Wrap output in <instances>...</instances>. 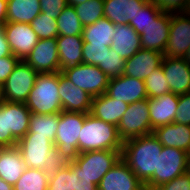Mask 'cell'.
<instances>
[{"mask_svg":"<svg viewBox=\"0 0 190 190\" xmlns=\"http://www.w3.org/2000/svg\"><path fill=\"white\" fill-rule=\"evenodd\" d=\"M84 120V113L65 111L59 113V125L54 144L59 154L69 162L79 156L78 139Z\"/></svg>","mask_w":190,"mask_h":190,"instance_id":"obj_7","label":"cell"},{"mask_svg":"<svg viewBox=\"0 0 190 190\" xmlns=\"http://www.w3.org/2000/svg\"><path fill=\"white\" fill-rule=\"evenodd\" d=\"M11 50L9 48L8 41L6 39L4 27L0 26V58L5 56H10Z\"/></svg>","mask_w":190,"mask_h":190,"instance_id":"obj_46","label":"cell"},{"mask_svg":"<svg viewBox=\"0 0 190 190\" xmlns=\"http://www.w3.org/2000/svg\"><path fill=\"white\" fill-rule=\"evenodd\" d=\"M122 150H95L79 153L68 164L74 169V175L81 180L91 181L97 186L103 176L121 159Z\"/></svg>","mask_w":190,"mask_h":190,"instance_id":"obj_5","label":"cell"},{"mask_svg":"<svg viewBox=\"0 0 190 190\" xmlns=\"http://www.w3.org/2000/svg\"><path fill=\"white\" fill-rule=\"evenodd\" d=\"M60 71L83 63L82 35L57 36L56 38Z\"/></svg>","mask_w":190,"mask_h":190,"instance_id":"obj_26","label":"cell"},{"mask_svg":"<svg viewBox=\"0 0 190 190\" xmlns=\"http://www.w3.org/2000/svg\"><path fill=\"white\" fill-rule=\"evenodd\" d=\"M98 190H145V187L121 158L103 176Z\"/></svg>","mask_w":190,"mask_h":190,"instance_id":"obj_16","label":"cell"},{"mask_svg":"<svg viewBox=\"0 0 190 190\" xmlns=\"http://www.w3.org/2000/svg\"><path fill=\"white\" fill-rule=\"evenodd\" d=\"M18 140L9 131L8 101L0 105V147H12L17 145Z\"/></svg>","mask_w":190,"mask_h":190,"instance_id":"obj_39","label":"cell"},{"mask_svg":"<svg viewBox=\"0 0 190 190\" xmlns=\"http://www.w3.org/2000/svg\"><path fill=\"white\" fill-rule=\"evenodd\" d=\"M86 1L88 0H67L68 5H71V6H76L78 4L85 3Z\"/></svg>","mask_w":190,"mask_h":190,"instance_id":"obj_50","label":"cell"},{"mask_svg":"<svg viewBox=\"0 0 190 190\" xmlns=\"http://www.w3.org/2000/svg\"><path fill=\"white\" fill-rule=\"evenodd\" d=\"M110 48L123 59H129L141 49V38L129 24L115 25V34L112 37Z\"/></svg>","mask_w":190,"mask_h":190,"instance_id":"obj_25","label":"cell"},{"mask_svg":"<svg viewBox=\"0 0 190 190\" xmlns=\"http://www.w3.org/2000/svg\"><path fill=\"white\" fill-rule=\"evenodd\" d=\"M184 12H185L187 15L190 16V0H189V2H188V5H187L186 10H185Z\"/></svg>","mask_w":190,"mask_h":190,"instance_id":"obj_53","label":"cell"},{"mask_svg":"<svg viewBox=\"0 0 190 190\" xmlns=\"http://www.w3.org/2000/svg\"><path fill=\"white\" fill-rule=\"evenodd\" d=\"M163 11L156 6L154 2L148 1L139 10L134 18L129 22V25L138 33L142 34L144 29L154 21Z\"/></svg>","mask_w":190,"mask_h":190,"instance_id":"obj_34","label":"cell"},{"mask_svg":"<svg viewBox=\"0 0 190 190\" xmlns=\"http://www.w3.org/2000/svg\"><path fill=\"white\" fill-rule=\"evenodd\" d=\"M0 190H14L13 185L0 178Z\"/></svg>","mask_w":190,"mask_h":190,"instance_id":"obj_49","label":"cell"},{"mask_svg":"<svg viewBox=\"0 0 190 190\" xmlns=\"http://www.w3.org/2000/svg\"><path fill=\"white\" fill-rule=\"evenodd\" d=\"M171 12L163 11L140 35L141 48L164 54L170 32Z\"/></svg>","mask_w":190,"mask_h":190,"instance_id":"obj_19","label":"cell"},{"mask_svg":"<svg viewBox=\"0 0 190 190\" xmlns=\"http://www.w3.org/2000/svg\"><path fill=\"white\" fill-rule=\"evenodd\" d=\"M26 169L23 157L17 146L0 147V178L15 185Z\"/></svg>","mask_w":190,"mask_h":190,"instance_id":"obj_24","label":"cell"},{"mask_svg":"<svg viewBox=\"0 0 190 190\" xmlns=\"http://www.w3.org/2000/svg\"><path fill=\"white\" fill-rule=\"evenodd\" d=\"M158 8L165 12H184L189 0H153Z\"/></svg>","mask_w":190,"mask_h":190,"instance_id":"obj_44","label":"cell"},{"mask_svg":"<svg viewBox=\"0 0 190 190\" xmlns=\"http://www.w3.org/2000/svg\"><path fill=\"white\" fill-rule=\"evenodd\" d=\"M74 7L83 26L94 24L104 17L103 0H88Z\"/></svg>","mask_w":190,"mask_h":190,"instance_id":"obj_33","label":"cell"},{"mask_svg":"<svg viewBox=\"0 0 190 190\" xmlns=\"http://www.w3.org/2000/svg\"><path fill=\"white\" fill-rule=\"evenodd\" d=\"M104 17L114 25L129 24L147 0H103Z\"/></svg>","mask_w":190,"mask_h":190,"instance_id":"obj_23","label":"cell"},{"mask_svg":"<svg viewBox=\"0 0 190 190\" xmlns=\"http://www.w3.org/2000/svg\"><path fill=\"white\" fill-rule=\"evenodd\" d=\"M3 27L12 55L25 60L39 41L37 34L26 23L6 22Z\"/></svg>","mask_w":190,"mask_h":190,"instance_id":"obj_12","label":"cell"},{"mask_svg":"<svg viewBox=\"0 0 190 190\" xmlns=\"http://www.w3.org/2000/svg\"><path fill=\"white\" fill-rule=\"evenodd\" d=\"M7 8V0H0V26L6 23Z\"/></svg>","mask_w":190,"mask_h":190,"instance_id":"obj_48","label":"cell"},{"mask_svg":"<svg viewBox=\"0 0 190 190\" xmlns=\"http://www.w3.org/2000/svg\"><path fill=\"white\" fill-rule=\"evenodd\" d=\"M41 12L56 19L63 9L68 5L67 0H39Z\"/></svg>","mask_w":190,"mask_h":190,"instance_id":"obj_42","label":"cell"},{"mask_svg":"<svg viewBox=\"0 0 190 190\" xmlns=\"http://www.w3.org/2000/svg\"><path fill=\"white\" fill-rule=\"evenodd\" d=\"M24 61L39 74L61 72L56 38L39 39Z\"/></svg>","mask_w":190,"mask_h":190,"instance_id":"obj_13","label":"cell"},{"mask_svg":"<svg viewBox=\"0 0 190 190\" xmlns=\"http://www.w3.org/2000/svg\"><path fill=\"white\" fill-rule=\"evenodd\" d=\"M31 111L25 103L8 102L9 131L19 141L29 130Z\"/></svg>","mask_w":190,"mask_h":190,"instance_id":"obj_30","label":"cell"},{"mask_svg":"<svg viewBox=\"0 0 190 190\" xmlns=\"http://www.w3.org/2000/svg\"><path fill=\"white\" fill-rule=\"evenodd\" d=\"M19 59L14 55L5 56L0 58V84L3 85L9 75L12 73L14 67Z\"/></svg>","mask_w":190,"mask_h":190,"instance_id":"obj_45","label":"cell"},{"mask_svg":"<svg viewBox=\"0 0 190 190\" xmlns=\"http://www.w3.org/2000/svg\"><path fill=\"white\" fill-rule=\"evenodd\" d=\"M144 83L148 99L163 96L171 92L168 81L164 76L162 66L151 72L150 75L144 79Z\"/></svg>","mask_w":190,"mask_h":190,"instance_id":"obj_36","label":"cell"},{"mask_svg":"<svg viewBox=\"0 0 190 190\" xmlns=\"http://www.w3.org/2000/svg\"><path fill=\"white\" fill-rule=\"evenodd\" d=\"M184 59L187 61V63L190 65V48L189 50L187 51V54L186 56L184 57Z\"/></svg>","mask_w":190,"mask_h":190,"instance_id":"obj_52","label":"cell"},{"mask_svg":"<svg viewBox=\"0 0 190 190\" xmlns=\"http://www.w3.org/2000/svg\"><path fill=\"white\" fill-rule=\"evenodd\" d=\"M128 104L111 98L107 93L92 99L90 114L106 123L118 126Z\"/></svg>","mask_w":190,"mask_h":190,"instance_id":"obj_21","label":"cell"},{"mask_svg":"<svg viewBox=\"0 0 190 190\" xmlns=\"http://www.w3.org/2000/svg\"><path fill=\"white\" fill-rule=\"evenodd\" d=\"M190 48V16L172 12L170 32L164 56L184 58Z\"/></svg>","mask_w":190,"mask_h":190,"instance_id":"obj_11","label":"cell"},{"mask_svg":"<svg viewBox=\"0 0 190 190\" xmlns=\"http://www.w3.org/2000/svg\"><path fill=\"white\" fill-rule=\"evenodd\" d=\"M59 95L65 112L90 113L93 97L59 72Z\"/></svg>","mask_w":190,"mask_h":190,"instance_id":"obj_14","label":"cell"},{"mask_svg":"<svg viewBox=\"0 0 190 190\" xmlns=\"http://www.w3.org/2000/svg\"><path fill=\"white\" fill-rule=\"evenodd\" d=\"M6 22L30 24L40 13L39 0H7Z\"/></svg>","mask_w":190,"mask_h":190,"instance_id":"obj_27","label":"cell"},{"mask_svg":"<svg viewBox=\"0 0 190 190\" xmlns=\"http://www.w3.org/2000/svg\"><path fill=\"white\" fill-rule=\"evenodd\" d=\"M163 58L164 54L158 51L141 48L126 59L123 75L144 80L151 72L161 67Z\"/></svg>","mask_w":190,"mask_h":190,"instance_id":"obj_18","label":"cell"},{"mask_svg":"<svg viewBox=\"0 0 190 190\" xmlns=\"http://www.w3.org/2000/svg\"><path fill=\"white\" fill-rule=\"evenodd\" d=\"M178 103L179 95L173 94L172 92L148 99L149 118L152 130L174 122Z\"/></svg>","mask_w":190,"mask_h":190,"instance_id":"obj_20","label":"cell"},{"mask_svg":"<svg viewBox=\"0 0 190 190\" xmlns=\"http://www.w3.org/2000/svg\"><path fill=\"white\" fill-rule=\"evenodd\" d=\"M47 190H78V176L74 175V169L68 164L48 180Z\"/></svg>","mask_w":190,"mask_h":190,"instance_id":"obj_35","label":"cell"},{"mask_svg":"<svg viewBox=\"0 0 190 190\" xmlns=\"http://www.w3.org/2000/svg\"><path fill=\"white\" fill-rule=\"evenodd\" d=\"M125 59L120 57L112 48L106 51L103 59V65H99V69L109 78L121 76L124 73Z\"/></svg>","mask_w":190,"mask_h":190,"instance_id":"obj_38","label":"cell"},{"mask_svg":"<svg viewBox=\"0 0 190 190\" xmlns=\"http://www.w3.org/2000/svg\"><path fill=\"white\" fill-rule=\"evenodd\" d=\"M148 98L128 104L117 126L120 139L126 140L153 133L149 118Z\"/></svg>","mask_w":190,"mask_h":190,"instance_id":"obj_8","label":"cell"},{"mask_svg":"<svg viewBox=\"0 0 190 190\" xmlns=\"http://www.w3.org/2000/svg\"><path fill=\"white\" fill-rule=\"evenodd\" d=\"M39 73L24 60H19L12 73L3 84L4 100L8 102L25 103L35 85Z\"/></svg>","mask_w":190,"mask_h":190,"instance_id":"obj_9","label":"cell"},{"mask_svg":"<svg viewBox=\"0 0 190 190\" xmlns=\"http://www.w3.org/2000/svg\"><path fill=\"white\" fill-rule=\"evenodd\" d=\"M106 93L111 98L127 104L148 98L144 80L123 74L109 79Z\"/></svg>","mask_w":190,"mask_h":190,"instance_id":"obj_15","label":"cell"},{"mask_svg":"<svg viewBox=\"0 0 190 190\" xmlns=\"http://www.w3.org/2000/svg\"><path fill=\"white\" fill-rule=\"evenodd\" d=\"M123 141L120 139L117 126L106 123L85 114V120L78 139L79 153L95 150H122Z\"/></svg>","mask_w":190,"mask_h":190,"instance_id":"obj_3","label":"cell"},{"mask_svg":"<svg viewBox=\"0 0 190 190\" xmlns=\"http://www.w3.org/2000/svg\"><path fill=\"white\" fill-rule=\"evenodd\" d=\"M62 73L77 87L88 92L92 97L107 91L109 77L98 66L78 64L64 69Z\"/></svg>","mask_w":190,"mask_h":190,"instance_id":"obj_10","label":"cell"},{"mask_svg":"<svg viewBox=\"0 0 190 190\" xmlns=\"http://www.w3.org/2000/svg\"><path fill=\"white\" fill-rule=\"evenodd\" d=\"M158 141L167 147L184 150L190 154V126L172 122L153 130Z\"/></svg>","mask_w":190,"mask_h":190,"instance_id":"obj_22","label":"cell"},{"mask_svg":"<svg viewBox=\"0 0 190 190\" xmlns=\"http://www.w3.org/2000/svg\"><path fill=\"white\" fill-rule=\"evenodd\" d=\"M161 66L173 94L190 92V65L184 58L164 56Z\"/></svg>","mask_w":190,"mask_h":190,"instance_id":"obj_17","label":"cell"},{"mask_svg":"<svg viewBox=\"0 0 190 190\" xmlns=\"http://www.w3.org/2000/svg\"><path fill=\"white\" fill-rule=\"evenodd\" d=\"M110 46L105 45H90V43L83 44V63L89 65H103V59L106 51H109Z\"/></svg>","mask_w":190,"mask_h":190,"instance_id":"obj_40","label":"cell"},{"mask_svg":"<svg viewBox=\"0 0 190 190\" xmlns=\"http://www.w3.org/2000/svg\"><path fill=\"white\" fill-rule=\"evenodd\" d=\"M58 36L82 35L84 26L77 16L74 6L67 5L56 18Z\"/></svg>","mask_w":190,"mask_h":190,"instance_id":"obj_31","label":"cell"},{"mask_svg":"<svg viewBox=\"0 0 190 190\" xmlns=\"http://www.w3.org/2000/svg\"><path fill=\"white\" fill-rule=\"evenodd\" d=\"M48 180L44 170L26 167L13 188L14 190H47Z\"/></svg>","mask_w":190,"mask_h":190,"instance_id":"obj_32","label":"cell"},{"mask_svg":"<svg viewBox=\"0 0 190 190\" xmlns=\"http://www.w3.org/2000/svg\"><path fill=\"white\" fill-rule=\"evenodd\" d=\"M3 85L0 84V105L4 102Z\"/></svg>","mask_w":190,"mask_h":190,"instance_id":"obj_51","label":"cell"},{"mask_svg":"<svg viewBox=\"0 0 190 190\" xmlns=\"http://www.w3.org/2000/svg\"><path fill=\"white\" fill-rule=\"evenodd\" d=\"M33 31L39 39L57 38L58 26L57 21L49 15L42 12L30 23Z\"/></svg>","mask_w":190,"mask_h":190,"instance_id":"obj_37","label":"cell"},{"mask_svg":"<svg viewBox=\"0 0 190 190\" xmlns=\"http://www.w3.org/2000/svg\"><path fill=\"white\" fill-rule=\"evenodd\" d=\"M59 125V113L37 114L31 113L29 130L25 136H41L55 142Z\"/></svg>","mask_w":190,"mask_h":190,"instance_id":"obj_29","label":"cell"},{"mask_svg":"<svg viewBox=\"0 0 190 190\" xmlns=\"http://www.w3.org/2000/svg\"><path fill=\"white\" fill-rule=\"evenodd\" d=\"M59 72L38 74L25 102L31 113L55 114L63 111L59 95Z\"/></svg>","mask_w":190,"mask_h":190,"instance_id":"obj_4","label":"cell"},{"mask_svg":"<svg viewBox=\"0 0 190 190\" xmlns=\"http://www.w3.org/2000/svg\"><path fill=\"white\" fill-rule=\"evenodd\" d=\"M115 34V25L108 18H101L94 24L86 25L82 31V40L90 45L111 46Z\"/></svg>","mask_w":190,"mask_h":190,"instance_id":"obj_28","label":"cell"},{"mask_svg":"<svg viewBox=\"0 0 190 190\" xmlns=\"http://www.w3.org/2000/svg\"><path fill=\"white\" fill-rule=\"evenodd\" d=\"M190 170V154L184 150L163 146L158 155L157 170L144 184L145 190H155Z\"/></svg>","mask_w":190,"mask_h":190,"instance_id":"obj_6","label":"cell"},{"mask_svg":"<svg viewBox=\"0 0 190 190\" xmlns=\"http://www.w3.org/2000/svg\"><path fill=\"white\" fill-rule=\"evenodd\" d=\"M174 122L190 126V92L179 95Z\"/></svg>","mask_w":190,"mask_h":190,"instance_id":"obj_41","label":"cell"},{"mask_svg":"<svg viewBox=\"0 0 190 190\" xmlns=\"http://www.w3.org/2000/svg\"><path fill=\"white\" fill-rule=\"evenodd\" d=\"M162 149L163 145L152 133L124 141L121 158L145 184L157 170L158 155Z\"/></svg>","mask_w":190,"mask_h":190,"instance_id":"obj_1","label":"cell"},{"mask_svg":"<svg viewBox=\"0 0 190 190\" xmlns=\"http://www.w3.org/2000/svg\"><path fill=\"white\" fill-rule=\"evenodd\" d=\"M155 190H190V170L160 185Z\"/></svg>","mask_w":190,"mask_h":190,"instance_id":"obj_43","label":"cell"},{"mask_svg":"<svg viewBox=\"0 0 190 190\" xmlns=\"http://www.w3.org/2000/svg\"><path fill=\"white\" fill-rule=\"evenodd\" d=\"M25 166L44 170L48 178L68 165L55 148L54 142L41 136H24L17 142Z\"/></svg>","mask_w":190,"mask_h":190,"instance_id":"obj_2","label":"cell"},{"mask_svg":"<svg viewBox=\"0 0 190 190\" xmlns=\"http://www.w3.org/2000/svg\"><path fill=\"white\" fill-rule=\"evenodd\" d=\"M78 190H98V186L91 181L78 178Z\"/></svg>","mask_w":190,"mask_h":190,"instance_id":"obj_47","label":"cell"}]
</instances>
